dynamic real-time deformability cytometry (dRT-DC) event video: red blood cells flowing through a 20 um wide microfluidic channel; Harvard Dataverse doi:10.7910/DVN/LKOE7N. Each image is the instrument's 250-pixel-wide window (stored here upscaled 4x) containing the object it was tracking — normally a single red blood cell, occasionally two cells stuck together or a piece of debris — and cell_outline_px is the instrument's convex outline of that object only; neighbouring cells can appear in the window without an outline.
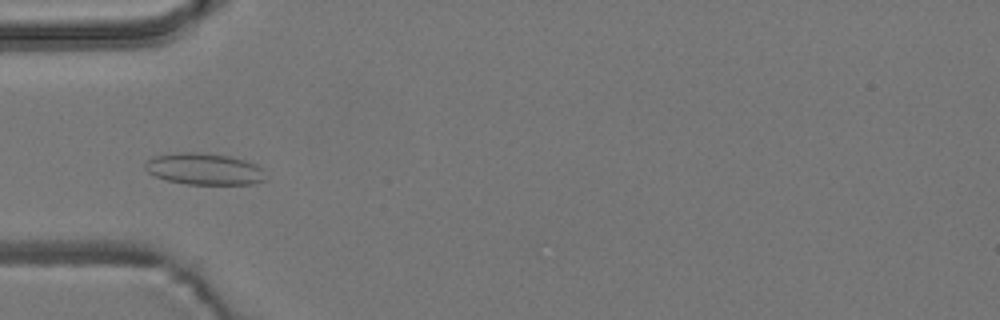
{"species": "common noctule bat (a hibernating species)", "species_latin": "Nyctalus noctula", "temperature_condition": "room temperature", "stored_images_in_passage": 57, "camera_frame_rate_fps": 3000, "um_per_image_px": 0.085, "animal": {"sex": "male", "body_mass_g": 19.2, "forearm_length_mm": 51.8}, "frame": {"image": 1, "passage_image": 19, "time_ms": 6.0, "image_size_px": [1000, 320], "cell_outline_px": [[268, 180], [252, 184], [188, 184], [168, 180], [156, 176], [148, 172], [144, 168], [144, 164], [152, 156], [184, 152], [196, 152], [228, 156], [244, 160], [256, 164], [260, 168]], "centroid_in_image_um": [17.36, 14.37], "position_along_channel_um": 67.6, "area_um2": 22.02}}
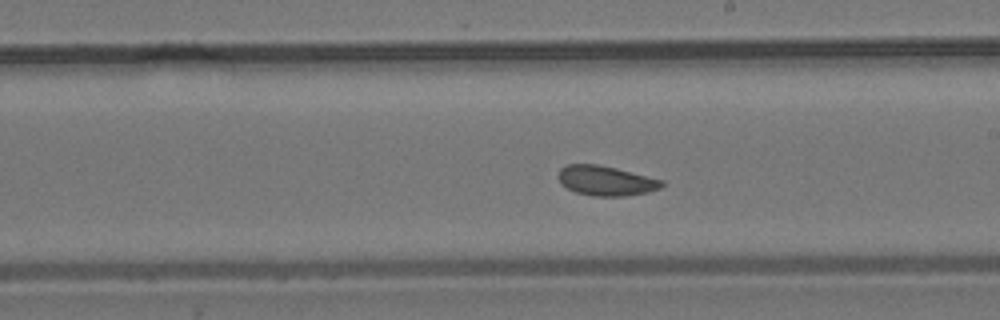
{"frame": {"image": 2, "passage_image": 33, "time_ms": 10.667, "image_size_px": [1000, 320], "cell_outline_px": [[664, 184], [660, 188], [648, 192], [624, 196], [592, 196], [576, 192], [560, 184], [556, 176], [560, 168], [568, 164], [596, 164], [616, 168], [664, 180]], "centroid_in_image_um": [51.47, 15.36], "position_along_channel_um": 237.5, "area_um2": 18.09}}
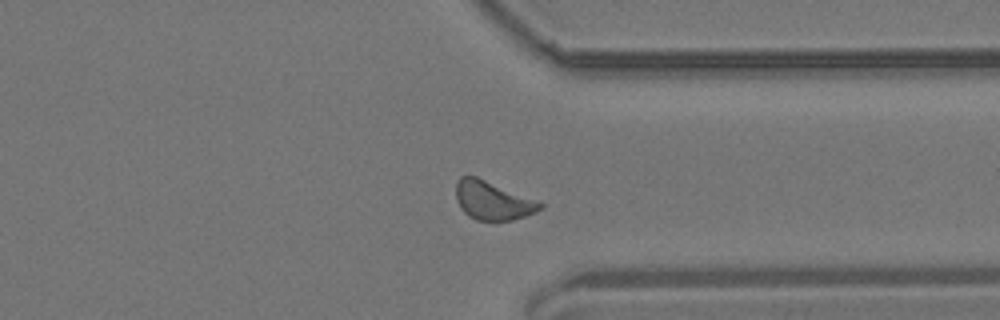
{"frame": {"image": 3, "passage_image": 44, "time_ms": 14.333, "image_size_px": [1000, 320], "cell_outline_px": [[544, 208], [536, 212], [512, 220], [476, 220], [468, 216], [460, 208], [456, 200], [456, 180], [460, 176], [476, 176], [544, 204]], "centroid_in_image_um": [41.83, 17.05], "position_along_channel_um": 369.6, "area_um2": 18.73}, "authors_computed_cell_mechanics": {"area_um2": 18.6694, "velocity_mm_per_s": 3.6325, "shape_relaxation_time_tau1_ms": null, "shape_relaxation_time_tau2_ms": 3.6225, "deformation_change_tau1": null, "deformation_change_tau2": 0.0779}}